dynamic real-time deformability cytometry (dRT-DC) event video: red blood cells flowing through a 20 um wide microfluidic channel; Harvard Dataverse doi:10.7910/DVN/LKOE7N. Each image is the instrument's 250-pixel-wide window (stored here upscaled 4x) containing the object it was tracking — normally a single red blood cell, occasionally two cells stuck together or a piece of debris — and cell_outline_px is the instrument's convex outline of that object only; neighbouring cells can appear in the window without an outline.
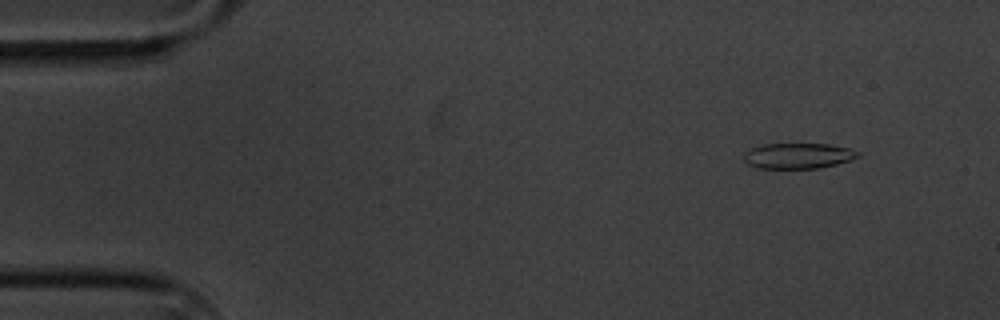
{"species": "common noctule bat (a hibernating species)", "species_latin": "Nyctalus noctula", "temperature_condition": "cold", "stored_images_in_passage": 5, "camera_frame_rate_fps": 3000, "um_per_image_px": 0.085, "animal": {"sex": "male", "body_mass_g": 20.1, "forearm_length_mm": 53.5}, "frame": {"image": 1, "passage_image": 2, "time_ms": 1.0, "image_size_px": [1000, 320], "cell_outline_px": [[860, 156], [852, 160], [820, 168], [760, 168], [748, 164], [744, 160], [744, 152], [752, 148], [764, 144], [828, 144], [848, 148], [860, 152]], "centroid_in_image_um": [67.86, 13.24], "position_along_channel_um": 17.1, "area_um2": 16.94}}